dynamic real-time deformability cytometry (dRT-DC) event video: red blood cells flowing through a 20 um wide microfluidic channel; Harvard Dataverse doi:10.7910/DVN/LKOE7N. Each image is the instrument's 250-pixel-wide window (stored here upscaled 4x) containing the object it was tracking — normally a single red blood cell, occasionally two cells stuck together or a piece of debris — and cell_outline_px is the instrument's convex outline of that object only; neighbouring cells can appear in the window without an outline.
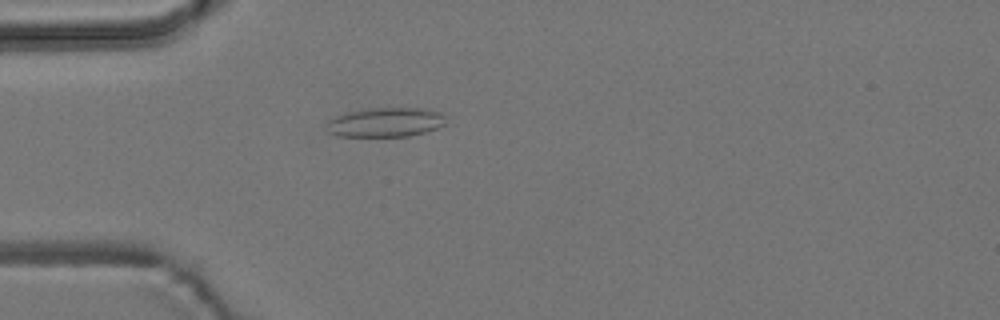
{"species": "common noctule bat (a hibernating species)", "species_latin": "Nyctalus noctula", "temperature_condition": "room temperature", "stored_images_in_passage": 3, "camera_frame_rate_fps": 3000, "um_per_image_px": 0.085, "animal": {"sex": "male", "body_mass_g": 19.2, "forearm_length_mm": 51.8}, "frame": {"image": 1, "passage_image": 3, "time_ms": 2.333, "image_size_px": [1000, 320], "cell_outline_px": [[448, 124], [424, 132], [408, 136], [336, 136], [328, 132], [328, 120], [344, 112], [368, 108], [424, 108], [440, 112], [444, 116]], "centroid_in_image_um": [32.78, 10.38], "position_along_channel_um": 52.2, "area_um2": 20.52}}